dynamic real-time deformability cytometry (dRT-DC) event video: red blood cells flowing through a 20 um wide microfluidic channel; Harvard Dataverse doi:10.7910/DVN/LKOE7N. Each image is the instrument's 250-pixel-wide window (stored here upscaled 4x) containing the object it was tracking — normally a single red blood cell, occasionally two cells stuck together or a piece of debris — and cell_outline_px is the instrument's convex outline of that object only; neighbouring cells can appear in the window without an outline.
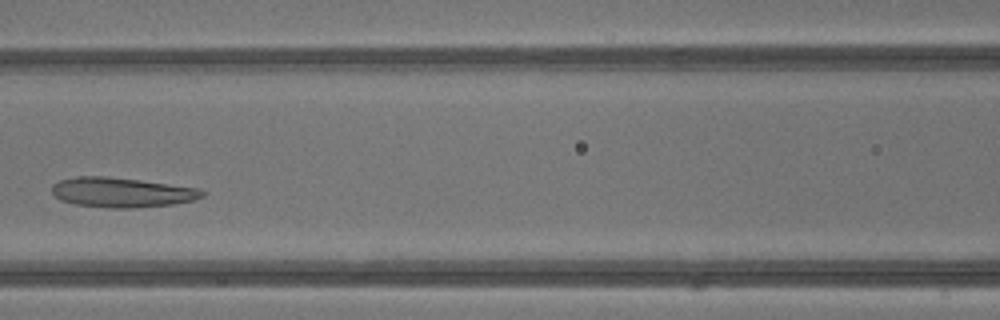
{"species": "common noctule bat (a hibernating species)", "species_latin": "Nyctalus noctula", "temperature_condition": "warm", "stored_images_in_passage": 31, "camera_frame_rate_fps": 3000, "um_per_image_px": 0.085, "animal": {"sex": "male", "body_mass_g": 13.3}, "frame": {"image": 1, "passage_image": 13, "time_ms": 4.0, "image_size_px": [1000, 320], "cell_outline_px": [[204, 196], [192, 200], [176, 204], [136, 208], [108, 208], [76, 204], [60, 200], [52, 192], [52, 184], [60, 180], [76, 176], [104, 176], [140, 180], [200, 188], [204, 192]], "centroid_in_image_um": [10.35, 16.35], "position_along_channel_um": 156.2, "area_um2": 26.18}}
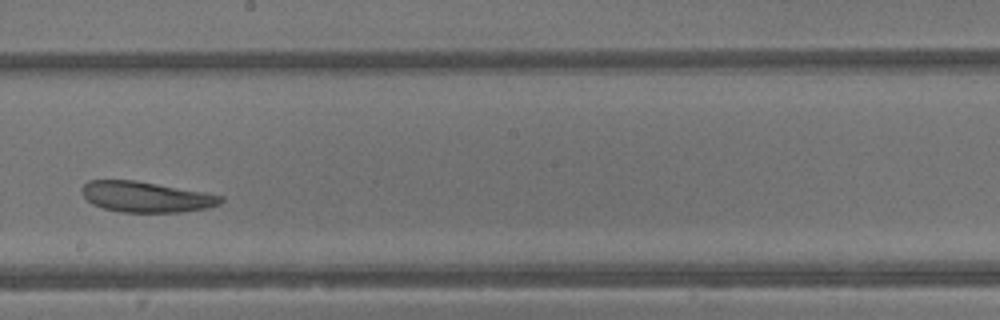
{"frame": {"image": 2, "passage_image": 18, "time_ms": 5.667, "image_size_px": [1000, 320], "cell_outline_px": [[224, 200], [220, 204], [208, 208], [180, 212], [120, 212], [104, 208], [92, 204], [80, 192], [80, 188], [88, 180], [136, 180], [204, 192], [224, 196]], "centroid_in_image_um": [12.41, 16.73], "position_along_channel_um": 235.8, "area_um2": 24.91}}
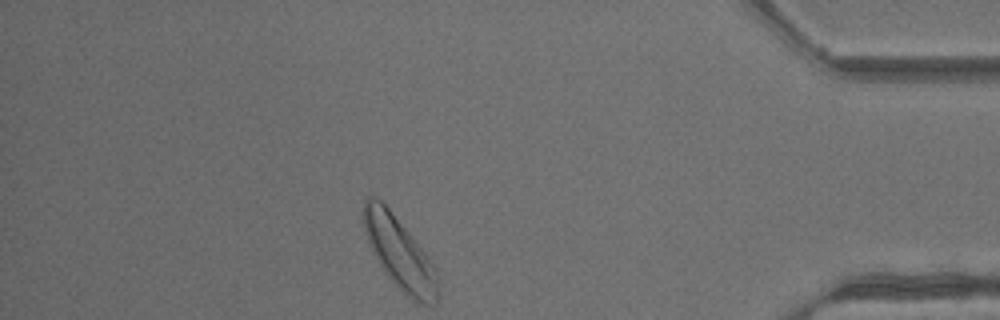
{"frame": {"image": 3, "passage_image": 31, "time_ms": 10.0, "image_size_px": [1000, 320], "cell_outline_px": [[440, 296], [432, 304], [424, 304], [412, 300], [384, 272], [372, 252], [368, 244], [364, 232], [364, 200], [368, 196], [376, 196], [388, 208], [412, 236], [436, 268], [440, 288]], "centroid_in_image_um": [33.97, 21.54], "position_along_channel_um": 401.2, "area_um2": 30.92}, "authors_computed_cell_mechanics": {"area_um2": 26.3568, "velocity_mm_per_s": 4.7965, "shape_relaxation_time_tau1_ms": 8.3903, "shape_relaxation_time_tau2_ms": 1.7129, "deformation_change_tau1": 0.1898, "deformation_change_tau2": 0.0936}}